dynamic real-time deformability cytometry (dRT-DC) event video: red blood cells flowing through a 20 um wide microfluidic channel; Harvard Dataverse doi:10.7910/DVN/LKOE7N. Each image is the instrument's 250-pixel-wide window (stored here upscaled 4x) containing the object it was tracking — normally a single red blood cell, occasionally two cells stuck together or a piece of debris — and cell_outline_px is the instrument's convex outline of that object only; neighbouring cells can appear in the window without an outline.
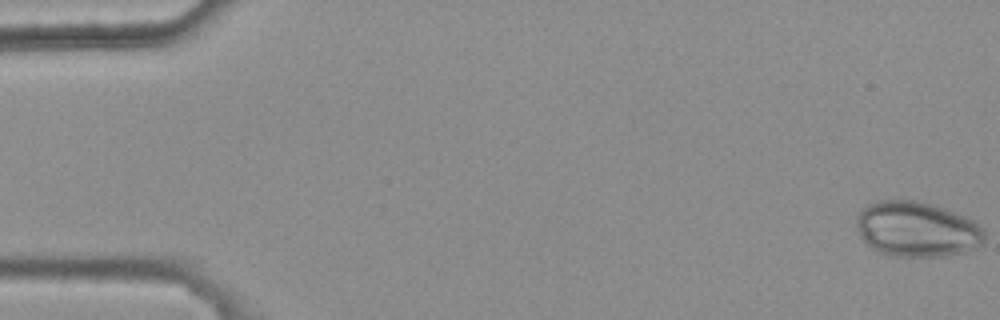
{"species": "common noctule bat (a hibernating species)", "species_latin": "Nyctalus noctula", "temperature_condition": "warm", "stored_images_in_passage": 2, "camera_frame_rate_fps": 3000, "um_per_image_px": 0.085, "animal": {"sex": "female", "body_mass_g": 25.1}, "frame": {"image": 1, "passage_image": 2, "time_ms": 0.333, "image_size_px": [1000, 320], "cell_outline_px": [[984, 244], [976, 248], [964, 252], [944, 256], [892, 256], [880, 252], [872, 248], [860, 236], [856, 224], [856, 216], [868, 204], [876, 200], [920, 200], [936, 204], [964, 216], [980, 224], [984, 228]], "centroid_in_image_um": [77.96, 19.47], "position_along_channel_um": 7.0, "area_um2": 41.62}}